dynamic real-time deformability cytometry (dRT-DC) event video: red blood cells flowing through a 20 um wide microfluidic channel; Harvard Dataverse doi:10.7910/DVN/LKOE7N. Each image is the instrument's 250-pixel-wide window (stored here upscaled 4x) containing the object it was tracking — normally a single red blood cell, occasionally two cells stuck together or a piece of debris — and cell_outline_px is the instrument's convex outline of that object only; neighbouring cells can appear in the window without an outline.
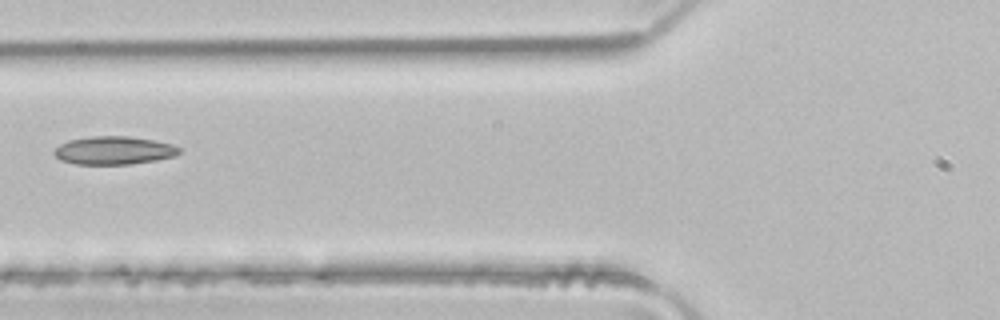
{"species": "common noctule bat (a hibernating species)", "species_latin": "Nyctalus noctula", "temperature_condition": "room temperature", "stored_images_in_passage": 4, "camera_frame_rate_fps": 3000, "um_per_image_px": 0.085, "animal": {"sex": "male", "body_mass_g": 21.5, "forearm_length_mm": 52.0}, "frame": {"image": 1, "passage_image": 4, "time_ms": 1.0, "image_size_px": [1000, 320], "cell_outline_px": [[180, 152], [176, 156], [156, 160], [132, 164], [76, 164], [60, 160], [52, 152], [60, 144], [68, 140], [88, 136], [128, 136], [152, 140], [172, 144], [180, 148]], "centroid_in_image_um": [9.67, 12.78], "position_along_channel_um": 116.1, "area_um2": 20.58}}